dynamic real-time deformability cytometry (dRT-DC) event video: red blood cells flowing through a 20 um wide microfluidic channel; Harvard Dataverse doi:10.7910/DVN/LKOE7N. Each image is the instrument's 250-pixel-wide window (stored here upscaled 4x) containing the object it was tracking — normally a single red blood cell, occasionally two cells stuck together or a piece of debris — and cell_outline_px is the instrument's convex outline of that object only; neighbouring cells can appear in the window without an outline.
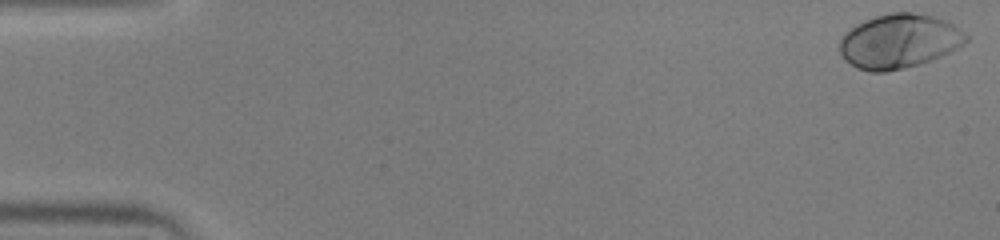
{"species": "human", "species_latin": "Homo sapiens", "temperature_condition": "warm", "stored_images_in_passage": 52, "camera_frame_rate_fps": 3000, "um_per_image_px": 0.085, "donor": {"sex": "male"}, "frame": {"image": 1, "passage_image": 1, "time_ms": 0.0, "image_size_px": [1000, 240], "cell_outline_px": [[968, 40], [964, 44], [940, 56], [904, 68], [884, 72], [868, 72], [856, 68], [844, 60], [840, 52], [840, 36], [844, 32], [856, 24], [864, 20], [876, 16], [892, 12], [912, 12], [932, 16], [944, 20], [952, 24], [964, 32], [968, 36]], "centroid_in_image_um": [76.37, 3.5], "position_along_channel_um": 8.6, "area_um2": 39.82}}
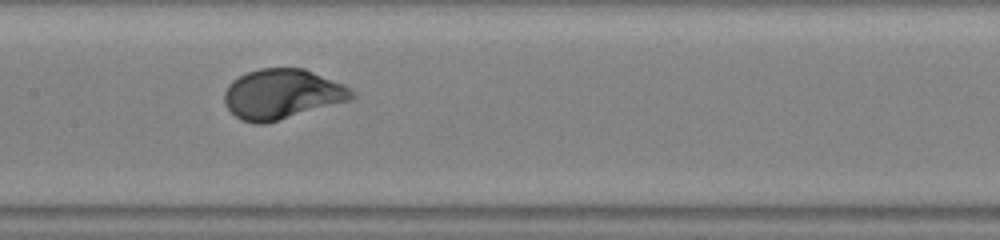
{"frame": {"image": 2, "passage_image": 26, "time_ms": 8.333, "image_size_px": [1000, 240], "cell_outline_px": [[356, 96], [352, 100], [264, 124], [256, 124], [240, 120], [224, 104], [224, 92], [228, 84], [232, 80], [248, 72], [260, 68], [304, 68], [344, 84], [356, 92]], "centroid_in_image_um": [23.99, 8.0], "position_along_channel_um": 183.4, "area_um2": 37.28}}
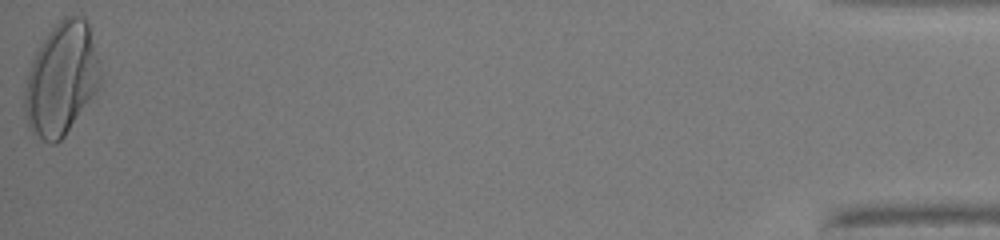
{"frame": {"image": 3, "passage_image": 52, "time_ms": 17.0, "image_size_px": [1000, 240], "cell_outline_px": [[100, 84], [96, 92], [64, 136], [56, 144], [52, 144], [44, 140], [32, 132], [28, 128], [24, 112], [24, 88], [28, 72], [32, 60], [36, 52], [48, 32], [64, 16], [80, 16], [88, 24], [100, 76]], "centroid_in_image_um": [5.17, 6.76], "position_along_channel_um": 430.0, "area_um2": 48.78}, "authors_computed_cell_mechanics": {"area_um2": 37.0209, "velocity_mm_per_s": 3.9498, "shape_relaxation_time_tau1_ms": 2.3698, "shape_relaxation_time_tau2_ms": null, "deformation_change_tau1": 0.1779, "deformation_change_tau2": null}}